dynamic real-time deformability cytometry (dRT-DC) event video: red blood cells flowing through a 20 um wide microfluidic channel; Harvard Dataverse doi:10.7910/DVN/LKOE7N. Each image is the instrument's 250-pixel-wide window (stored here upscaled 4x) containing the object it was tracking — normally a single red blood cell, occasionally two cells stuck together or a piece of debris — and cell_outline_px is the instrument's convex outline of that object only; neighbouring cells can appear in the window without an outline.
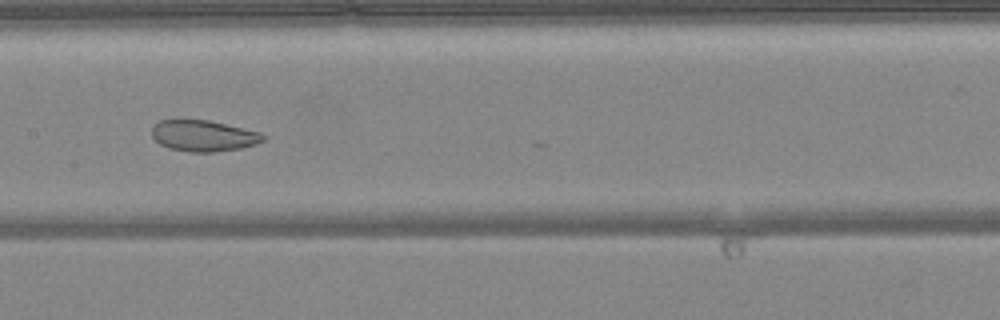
{"species": "common noctule bat (a hibernating species)", "species_latin": "Nyctalus noctula", "temperature_condition": "warm", "stored_images_in_passage": 25, "camera_frame_rate_fps": 3000, "um_per_image_px": 0.085, "animal": {"sex": "female", "body_mass_g": 24.6, "forearm_length_mm": 56.2}, "frame": {"image": 1, "passage_image": 24, "time_ms": 7.667, "image_size_px": [1000, 320], "cell_outline_px": [[268, 136], [264, 140], [256, 144], [240, 148], [212, 152], [188, 152], [168, 148], [160, 144], [152, 136], [152, 128], [160, 120], [208, 120], [260, 132]], "centroid_in_image_um": [17.31, 11.55], "position_along_channel_um": 190.1, "area_um2": 20.11}}